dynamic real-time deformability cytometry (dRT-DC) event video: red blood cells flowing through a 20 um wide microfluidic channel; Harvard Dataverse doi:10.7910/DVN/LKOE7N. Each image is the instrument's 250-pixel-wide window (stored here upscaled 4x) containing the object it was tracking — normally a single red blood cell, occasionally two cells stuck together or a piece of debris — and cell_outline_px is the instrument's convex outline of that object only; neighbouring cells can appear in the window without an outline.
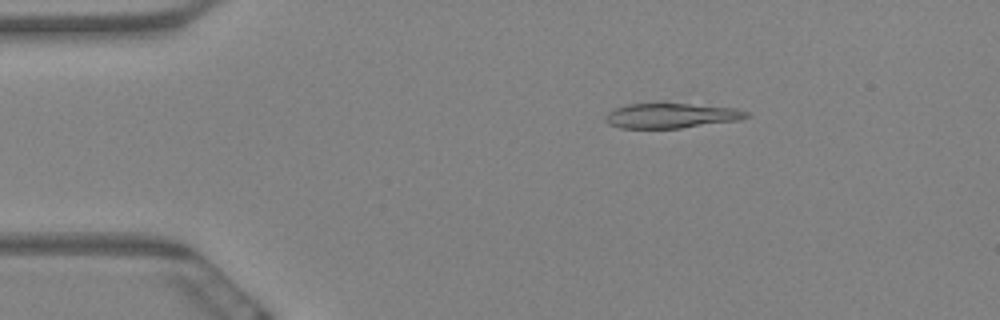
{"species": "Egyptian fruit bat (a non-hibernating species)", "species_latin": "Rousettus aegyptiacus", "temperature_condition": "warm", "stored_images_in_passage": 6, "camera_frame_rate_fps": 3000, "um_per_image_px": 0.085, "animal": {"sex": "female"}, "frame": {"image": 1, "passage_image": 3, "time_ms": 0.667, "image_size_px": [1000, 320], "cell_outline_px": [[748, 116], [740, 120], [680, 128], [620, 128], [608, 124], [604, 120], [604, 116], [608, 112], [616, 108], [628, 104], [688, 104], [736, 108], [748, 112]], "centroid_in_image_um": [57.02, 9.84], "position_along_channel_um": 28.0, "area_um2": 20.29}}
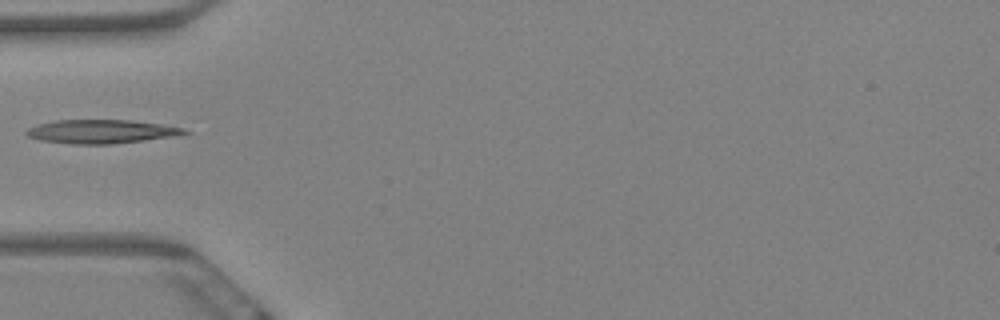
{"frame": {"image": 2, "passage_image": 6, "time_ms": 1.667, "image_size_px": [1000, 320], "cell_outline_px": [[192, 132], [172, 136], [144, 140], [112, 144], [72, 144], [40, 140], [28, 136], [24, 132], [28, 128], [36, 124], [56, 120], [132, 120], [160, 124], [184, 128]], "centroid_in_image_um": [8.57, 11.17], "position_along_channel_um": 76.4, "area_um2": 21.79}}